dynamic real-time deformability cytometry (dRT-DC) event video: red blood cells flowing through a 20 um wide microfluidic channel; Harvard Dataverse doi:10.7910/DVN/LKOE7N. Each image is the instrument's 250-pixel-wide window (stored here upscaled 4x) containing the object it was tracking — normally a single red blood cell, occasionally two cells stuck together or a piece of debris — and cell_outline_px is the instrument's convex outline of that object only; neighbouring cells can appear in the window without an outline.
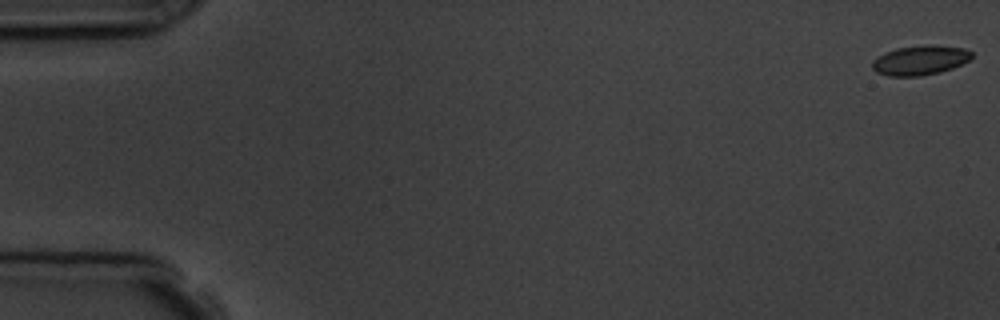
{"species": "common noctule bat (a hibernating species)", "species_latin": "Nyctalus noctula", "temperature_condition": "room temperature", "stored_images_in_passage": 5, "camera_frame_rate_fps": 3000, "um_per_image_px": 0.085, "animal": {"sex": "male", "body_mass_g": 19.5, "forearm_length_mm": 54.6}, "frame": {"image": 1, "passage_image": 1, "time_ms": 0.0, "image_size_px": [1000, 320], "cell_outline_px": [[972, 56], [968, 60], [952, 68], [940, 72], [920, 76], [888, 76], [876, 72], [872, 68], [872, 60], [884, 52], [896, 48], [924, 44], [932, 44], [964, 48], [972, 52]], "centroid_in_image_um": [78.17, 5.11], "position_along_channel_um": 6.8, "area_um2": 17.28}}
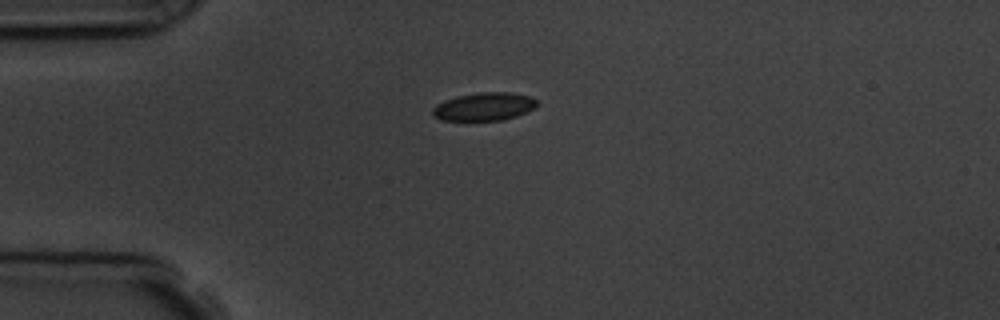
{"frame": {"image": 2, "passage_image": 4, "time_ms": 4.333, "image_size_px": [1000, 320], "cell_outline_px": [[540, 104], [528, 112], [504, 120], [440, 120], [432, 116], [432, 108], [436, 104], [444, 100], [456, 96], [480, 92], [512, 92], [528, 96], [536, 100]], "centroid_in_image_um": [41.15, 9.06], "position_along_channel_um": 43.9, "area_um2": 17.28}}